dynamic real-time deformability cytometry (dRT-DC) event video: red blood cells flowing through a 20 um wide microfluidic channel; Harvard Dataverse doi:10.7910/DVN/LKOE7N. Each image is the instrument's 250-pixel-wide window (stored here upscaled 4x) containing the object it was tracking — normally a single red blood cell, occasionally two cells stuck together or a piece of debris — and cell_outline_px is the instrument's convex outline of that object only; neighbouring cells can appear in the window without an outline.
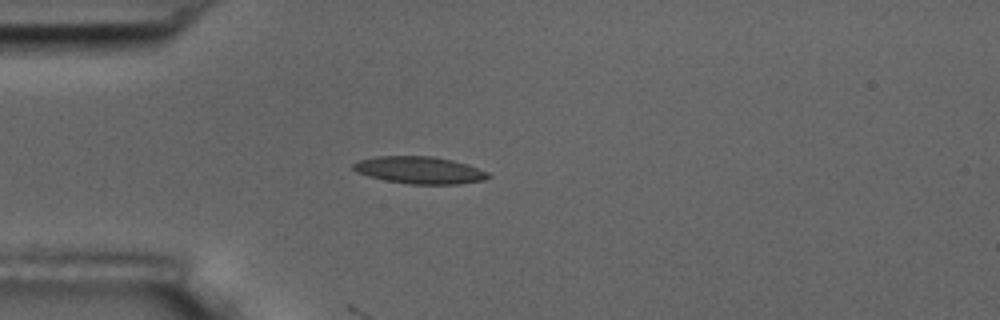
{"species": "common noctule bat (a hibernating species)", "species_latin": "Nyctalus noctula", "temperature_condition": "room temperature", "stored_images_in_passage": 3, "camera_frame_rate_fps": 3000, "um_per_image_px": 0.085, "animal": {"sex": "male", "body_mass_g": 17.5, "forearm_length_mm": 52.3}, "frame": {"image": 1, "passage_image": 1, "time_ms": 0.0, "image_size_px": [1000, 320], "cell_outline_px": [[492, 176], [484, 180], [460, 184], [408, 184], [384, 180], [368, 176], [356, 172], [352, 168], [352, 164], [360, 160], [376, 156], [432, 156], [452, 160], [488, 172]], "centroid_in_image_um": [35.63, 14.47], "position_along_channel_um": 49.4, "area_um2": 21.33}}